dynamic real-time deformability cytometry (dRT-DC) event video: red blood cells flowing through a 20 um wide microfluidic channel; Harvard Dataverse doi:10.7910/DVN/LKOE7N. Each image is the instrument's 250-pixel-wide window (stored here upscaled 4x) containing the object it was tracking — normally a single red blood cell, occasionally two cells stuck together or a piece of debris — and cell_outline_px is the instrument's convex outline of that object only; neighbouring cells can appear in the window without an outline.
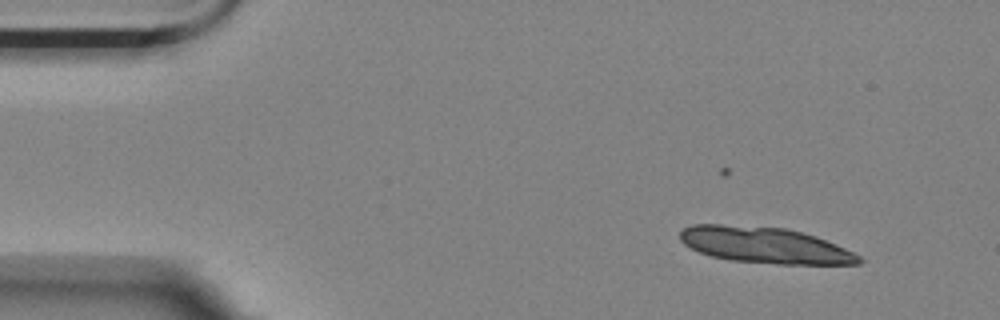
{"species": "Egyptian fruit bat (a non-hibernating species)", "species_latin": "Rousettus aegyptiacus", "temperature_condition": "room temperature", "stored_images_in_passage": 12, "camera_frame_rate_fps": 3000, "um_per_image_px": 0.085, "animal": {"sex": "female"}, "frame": {"image": 1, "passage_image": 1, "time_ms": 0.0, "image_size_px": [1000, 320], "cell_outline_px": [[864, 260], [860, 264], [780, 264], [732, 260], [712, 256], [700, 252], [684, 244], [680, 240], [680, 232], [684, 228], [692, 224], [720, 224], [784, 228], [816, 236], [836, 244], [860, 256]], "centroid_in_image_um": [65.02, 20.84], "position_along_channel_um": 20.0, "area_um2": 37.34}}